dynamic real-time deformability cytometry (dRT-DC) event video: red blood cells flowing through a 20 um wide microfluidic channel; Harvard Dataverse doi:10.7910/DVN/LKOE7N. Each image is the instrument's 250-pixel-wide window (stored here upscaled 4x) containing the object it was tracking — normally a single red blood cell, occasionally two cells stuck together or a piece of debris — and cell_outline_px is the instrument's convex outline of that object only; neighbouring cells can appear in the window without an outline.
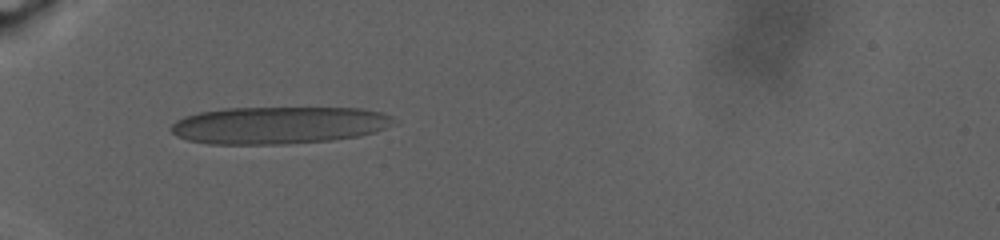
{"species": "human", "species_latin": "Homo sapiens", "temperature_condition": "warm", "stored_images_in_passage": 2, "camera_frame_rate_fps": 3000, "um_per_image_px": 0.085, "donor": {"sex": "male"}, "frame": {"image": 1, "passage_image": 1, "time_ms": 0.0, "image_size_px": [1000, 240], "cell_outline_px": [[396, 124], [376, 132], [360, 136], [332, 140], [284, 144], [208, 144], [188, 140], [176, 136], [172, 132], [172, 124], [176, 120], [184, 116], [200, 112], [224, 108], [360, 108], [380, 112], [392, 116]], "centroid_in_image_um": [23.71, 10.64], "position_along_channel_um": 61.3, "area_um2": 48.61}}